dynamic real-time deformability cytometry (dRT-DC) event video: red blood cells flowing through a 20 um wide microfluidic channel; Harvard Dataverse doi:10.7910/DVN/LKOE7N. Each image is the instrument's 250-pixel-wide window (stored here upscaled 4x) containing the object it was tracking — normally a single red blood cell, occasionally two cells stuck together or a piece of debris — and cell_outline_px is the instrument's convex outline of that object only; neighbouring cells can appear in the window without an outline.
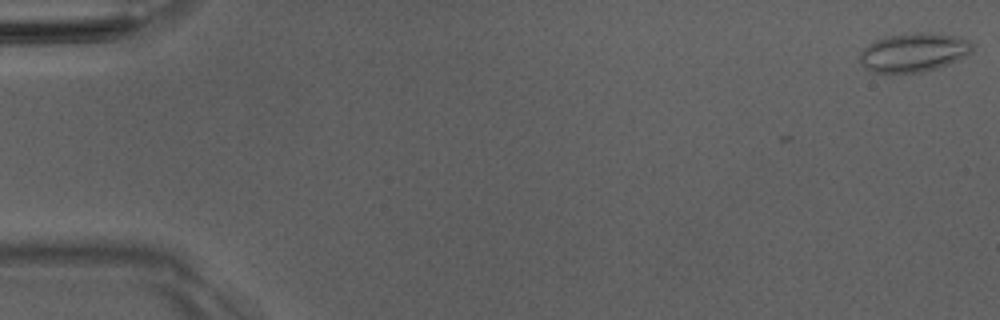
{"species": "Egyptian fruit bat (a non-hibernating species)", "species_latin": "Rousettus aegyptiacus", "temperature_condition": "room temperature", "stored_images_in_passage": 11, "camera_frame_rate_fps": 3000, "um_per_image_px": 0.085, "animal": {"sex": "male"}, "frame": {"image": 1, "passage_image": 1, "time_ms": 0.0, "image_size_px": [1000, 320], "cell_outline_px": [[972, 52], [948, 64], [936, 68], [920, 72], [868, 72], [860, 64], [860, 52], [872, 40], [884, 36], [916, 32], [932, 32], [960, 36], [968, 40], [972, 44]], "centroid_in_image_um": [77.63, 4.43], "position_along_channel_um": 7.4, "area_um2": 25.72}}